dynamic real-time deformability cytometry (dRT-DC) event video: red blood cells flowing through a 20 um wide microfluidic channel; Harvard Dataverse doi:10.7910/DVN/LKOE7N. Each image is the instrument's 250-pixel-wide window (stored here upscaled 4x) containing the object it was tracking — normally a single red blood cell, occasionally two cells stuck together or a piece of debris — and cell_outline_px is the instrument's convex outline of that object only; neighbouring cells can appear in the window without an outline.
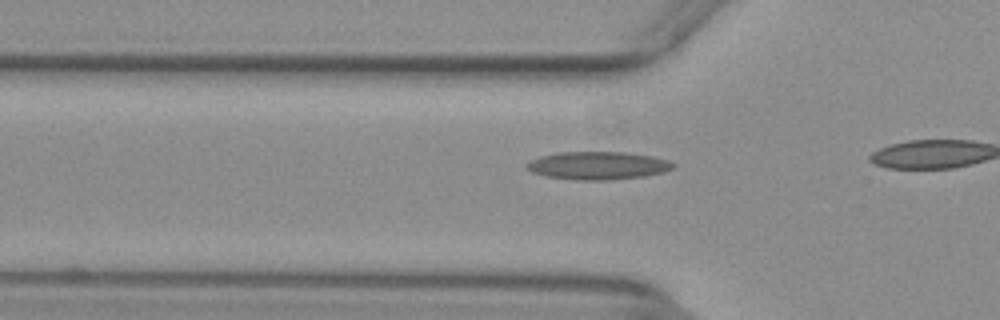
{"species": "common noctule bat (a hibernating species)", "species_latin": "Nyctalus noctula", "temperature_condition": "warm", "stored_images_in_passage": 9, "camera_frame_rate_fps": 3000, "um_per_image_px": 0.085, "animal": {"sex": "female", "body_mass_g": 29.2, "forearm_length_mm": 56.3}, "frame": {"image": 1, "passage_image": 4, "time_ms": 1.0, "image_size_px": [1000, 320], "cell_outline_px": [[676, 164], [672, 168], [664, 172], [644, 176], [608, 180], [576, 180], [544, 176], [532, 172], [524, 168], [524, 164], [540, 156], [560, 152], [628, 152], [652, 156], [668, 160]], "centroid_in_image_um": [50.79, 14.07], "position_along_channel_um": 75.0, "area_um2": 23.99}}
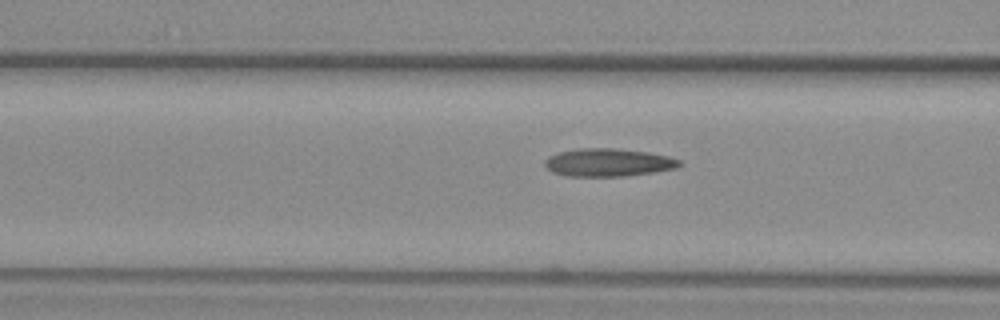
{"frame": {"image": 2, "passage_image": 7, "time_ms": 2.0, "image_size_px": [1000, 320], "cell_outline_px": [[684, 164], [676, 168], [652, 172], [624, 176], [568, 176], [552, 172], [544, 164], [544, 160], [548, 156], [556, 152], [580, 148], [616, 148], [648, 152], [668, 156], [680, 160]], "centroid_in_image_um": [51.69, 13.8], "position_along_channel_um": 114.9, "area_um2": 22.02}}